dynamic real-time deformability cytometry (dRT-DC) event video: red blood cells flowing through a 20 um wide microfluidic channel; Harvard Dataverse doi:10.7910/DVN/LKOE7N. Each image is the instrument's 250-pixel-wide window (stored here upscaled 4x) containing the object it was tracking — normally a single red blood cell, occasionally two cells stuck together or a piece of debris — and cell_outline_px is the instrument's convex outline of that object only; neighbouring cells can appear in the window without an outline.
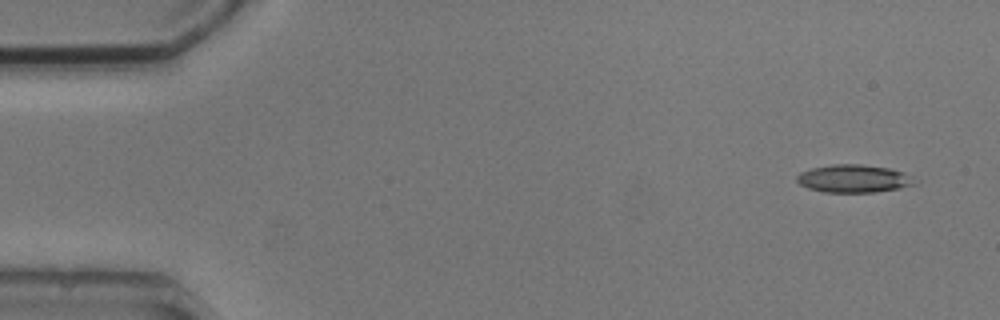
{"species": "common noctule bat (a hibernating species)", "species_latin": "Nyctalus noctula", "temperature_condition": "cold", "stored_images_in_passage": 4, "camera_frame_rate_fps": 3000, "um_per_image_px": 0.085, "animal": {"sex": "male", "body_mass_g": 20.5, "forearm_length_mm": 52.5}, "frame": {"image": 1, "passage_image": 1, "time_ms": 0.0, "image_size_px": [1000, 320], "cell_outline_px": [[920, 180], [916, 184], [900, 188], [876, 192], [824, 192], [808, 188], [800, 184], [796, 180], [796, 176], [800, 172], [812, 168], [832, 164], [860, 164], [888, 168], [904, 172]], "centroid_in_image_um": [72.61, 15.18], "position_along_channel_um": 12.4, "area_um2": 19.31}}
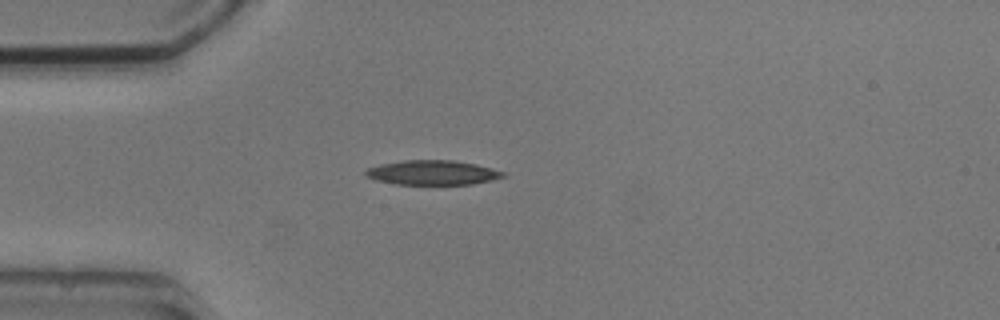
{"frame": {"image": 2, "passage_image": 4, "time_ms": 3.667, "image_size_px": [1000, 320], "cell_outline_px": [[508, 176], [492, 180], [472, 184], [396, 184], [376, 180], [364, 176], [364, 172], [368, 168], [380, 164], [404, 160], [452, 160], [476, 164], [492, 168], [504, 172]], "centroid_in_image_um": [36.77, 14.67], "position_along_channel_um": 48.2, "area_um2": 19.71}}